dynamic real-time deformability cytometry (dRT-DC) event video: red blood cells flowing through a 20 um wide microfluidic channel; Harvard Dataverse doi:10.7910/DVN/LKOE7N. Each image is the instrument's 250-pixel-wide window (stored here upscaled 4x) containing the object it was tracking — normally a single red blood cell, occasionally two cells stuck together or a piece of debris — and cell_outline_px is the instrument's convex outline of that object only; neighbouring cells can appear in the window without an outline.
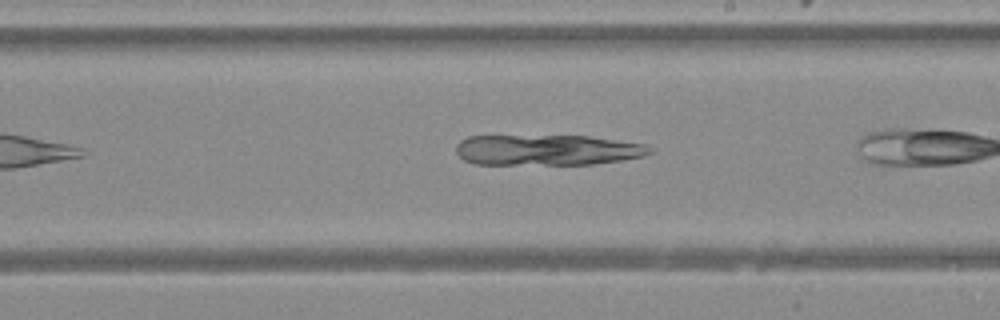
{"species": "Egyptian fruit bat (a non-hibernating species)", "species_latin": "Rousettus aegyptiacus", "temperature_condition": "warm", "stored_images_in_passage": 21, "camera_frame_rate_fps": 3000, "um_per_image_px": 0.085, "animal": {"sex": "female"}, "frame": {"image": 1, "passage_image": 12, "time_ms": 3.667, "image_size_px": [1000, 320], "cell_outline_px": [[652, 152], [644, 156], [624, 160], [592, 164], [476, 164], [464, 160], [456, 152], [456, 144], [460, 140], [468, 136], [588, 136], [648, 144]], "centroid_in_image_um": [46.53, 12.75], "position_along_channel_um": 242.5, "area_um2": 34.74}}
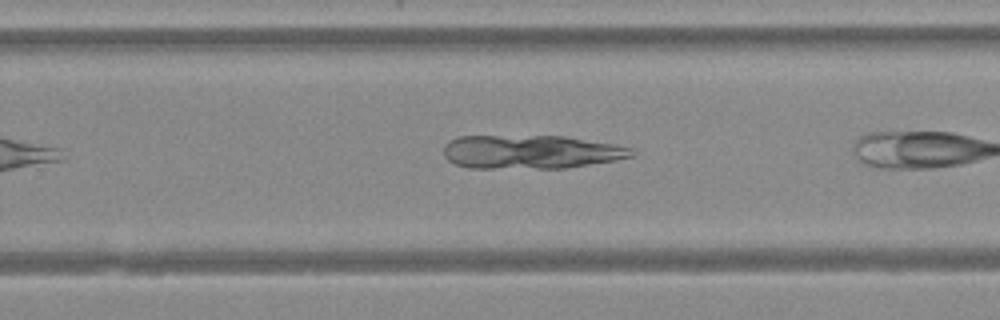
{"frame": {"image": 2, "passage_image": 15, "time_ms": 4.667, "image_size_px": [1000, 320], "cell_outline_px": [[636, 152], [632, 156], [616, 160], [564, 168], [468, 168], [456, 164], [448, 160], [444, 156], [444, 144], [456, 136], [564, 136], [636, 148]], "centroid_in_image_um": [45.11, 12.91], "position_along_channel_um": 284.7, "area_um2": 37.05}}